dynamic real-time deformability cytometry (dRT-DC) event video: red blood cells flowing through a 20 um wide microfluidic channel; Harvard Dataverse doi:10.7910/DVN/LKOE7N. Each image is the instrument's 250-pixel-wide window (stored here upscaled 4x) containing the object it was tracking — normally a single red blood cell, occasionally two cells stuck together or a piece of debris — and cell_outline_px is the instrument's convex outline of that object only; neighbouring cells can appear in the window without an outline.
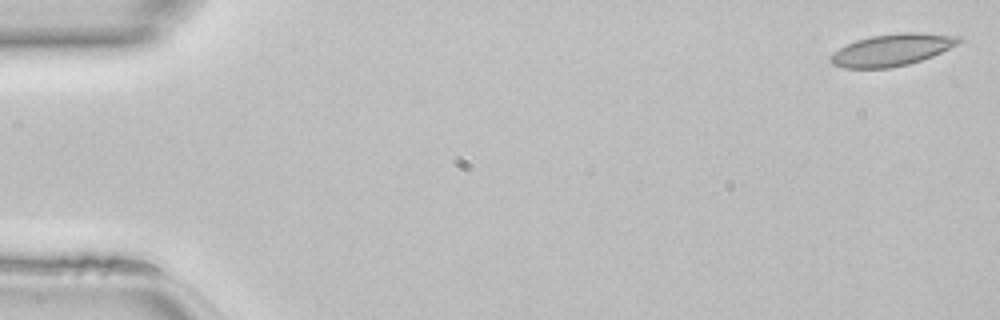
{"species": "common noctule bat (a hibernating species)", "species_latin": "Nyctalus noctula", "temperature_condition": "room temperature", "stored_images_in_passage": 10, "camera_frame_rate_fps": 3000, "um_per_image_px": 0.085, "animal": {"sex": "female", "body_mass_g": 22.7, "forearm_length_mm": 54.2}, "frame": {"image": 1, "passage_image": 1, "time_ms": 0.0, "image_size_px": [1000, 320], "cell_outline_px": [[964, 40], [960, 44], [932, 56], [908, 64], [888, 68], [844, 68], [832, 64], [828, 60], [828, 56], [840, 48], [856, 40], [872, 36], [904, 32], [916, 32], [964, 36]], "centroid_in_image_um": [75.86, 4.23], "position_along_channel_um": 9.1, "area_um2": 23.99}}